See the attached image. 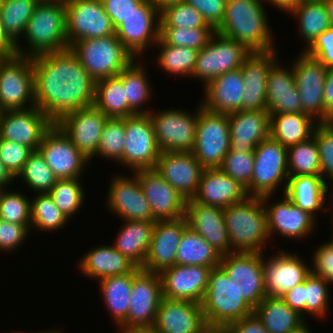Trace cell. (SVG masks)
Returning <instances> with one entry per match:
<instances>
[{
    "label": "cell",
    "instance_id": "1",
    "mask_svg": "<svg viewBox=\"0 0 333 333\" xmlns=\"http://www.w3.org/2000/svg\"><path fill=\"white\" fill-rule=\"evenodd\" d=\"M35 105L54 123L92 106L96 82L70 48L32 57Z\"/></svg>",
    "mask_w": 333,
    "mask_h": 333
},
{
    "label": "cell",
    "instance_id": "2",
    "mask_svg": "<svg viewBox=\"0 0 333 333\" xmlns=\"http://www.w3.org/2000/svg\"><path fill=\"white\" fill-rule=\"evenodd\" d=\"M264 4L262 0H226L224 17L216 32L251 52L277 50Z\"/></svg>",
    "mask_w": 333,
    "mask_h": 333
},
{
    "label": "cell",
    "instance_id": "3",
    "mask_svg": "<svg viewBox=\"0 0 333 333\" xmlns=\"http://www.w3.org/2000/svg\"><path fill=\"white\" fill-rule=\"evenodd\" d=\"M22 38L26 46L16 45L18 55L34 57L68 49L65 3L40 0Z\"/></svg>",
    "mask_w": 333,
    "mask_h": 333
},
{
    "label": "cell",
    "instance_id": "4",
    "mask_svg": "<svg viewBox=\"0 0 333 333\" xmlns=\"http://www.w3.org/2000/svg\"><path fill=\"white\" fill-rule=\"evenodd\" d=\"M231 249L234 252H266L270 240L262 197L248 196L223 209ZM269 241V242H268Z\"/></svg>",
    "mask_w": 333,
    "mask_h": 333
},
{
    "label": "cell",
    "instance_id": "5",
    "mask_svg": "<svg viewBox=\"0 0 333 333\" xmlns=\"http://www.w3.org/2000/svg\"><path fill=\"white\" fill-rule=\"evenodd\" d=\"M241 282H233L224 269L213 267L201 302L206 324L228 325L254 313L243 299Z\"/></svg>",
    "mask_w": 333,
    "mask_h": 333
},
{
    "label": "cell",
    "instance_id": "6",
    "mask_svg": "<svg viewBox=\"0 0 333 333\" xmlns=\"http://www.w3.org/2000/svg\"><path fill=\"white\" fill-rule=\"evenodd\" d=\"M69 48L95 82L118 75L135 59L116 34L76 41Z\"/></svg>",
    "mask_w": 333,
    "mask_h": 333
},
{
    "label": "cell",
    "instance_id": "7",
    "mask_svg": "<svg viewBox=\"0 0 333 333\" xmlns=\"http://www.w3.org/2000/svg\"><path fill=\"white\" fill-rule=\"evenodd\" d=\"M288 178L287 148L271 137L261 141L254 149L253 174L245 188L247 195H274L282 184L284 193Z\"/></svg>",
    "mask_w": 333,
    "mask_h": 333
},
{
    "label": "cell",
    "instance_id": "8",
    "mask_svg": "<svg viewBox=\"0 0 333 333\" xmlns=\"http://www.w3.org/2000/svg\"><path fill=\"white\" fill-rule=\"evenodd\" d=\"M198 108L195 145L192 151L204 169L219 168L230 151L228 114Z\"/></svg>",
    "mask_w": 333,
    "mask_h": 333
},
{
    "label": "cell",
    "instance_id": "9",
    "mask_svg": "<svg viewBox=\"0 0 333 333\" xmlns=\"http://www.w3.org/2000/svg\"><path fill=\"white\" fill-rule=\"evenodd\" d=\"M0 106L4 111L36 106L32 57L14 54L1 62Z\"/></svg>",
    "mask_w": 333,
    "mask_h": 333
},
{
    "label": "cell",
    "instance_id": "10",
    "mask_svg": "<svg viewBox=\"0 0 333 333\" xmlns=\"http://www.w3.org/2000/svg\"><path fill=\"white\" fill-rule=\"evenodd\" d=\"M251 53L243 44L215 32L208 44L198 51L191 78H198L204 88L216 77L242 67Z\"/></svg>",
    "mask_w": 333,
    "mask_h": 333
},
{
    "label": "cell",
    "instance_id": "11",
    "mask_svg": "<svg viewBox=\"0 0 333 333\" xmlns=\"http://www.w3.org/2000/svg\"><path fill=\"white\" fill-rule=\"evenodd\" d=\"M194 113L183 109L151 110L156 142L162 152H192L195 145L198 109Z\"/></svg>",
    "mask_w": 333,
    "mask_h": 333
},
{
    "label": "cell",
    "instance_id": "12",
    "mask_svg": "<svg viewBox=\"0 0 333 333\" xmlns=\"http://www.w3.org/2000/svg\"><path fill=\"white\" fill-rule=\"evenodd\" d=\"M162 298L160 275L136 267L127 319L117 329H151Z\"/></svg>",
    "mask_w": 333,
    "mask_h": 333
},
{
    "label": "cell",
    "instance_id": "13",
    "mask_svg": "<svg viewBox=\"0 0 333 333\" xmlns=\"http://www.w3.org/2000/svg\"><path fill=\"white\" fill-rule=\"evenodd\" d=\"M64 3L69 47L76 41L116 34L101 0H68Z\"/></svg>",
    "mask_w": 333,
    "mask_h": 333
},
{
    "label": "cell",
    "instance_id": "14",
    "mask_svg": "<svg viewBox=\"0 0 333 333\" xmlns=\"http://www.w3.org/2000/svg\"><path fill=\"white\" fill-rule=\"evenodd\" d=\"M159 32L160 11L151 0H142L137 10L116 27V36L135 59L142 58L148 48L152 49L159 39Z\"/></svg>",
    "mask_w": 333,
    "mask_h": 333
},
{
    "label": "cell",
    "instance_id": "15",
    "mask_svg": "<svg viewBox=\"0 0 333 333\" xmlns=\"http://www.w3.org/2000/svg\"><path fill=\"white\" fill-rule=\"evenodd\" d=\"M160 154L150 115L126 117L123 166L133 172L155 168Z\"/></svg>",
    "mask_w": 333,
    "mask_h": 333
},
{
    "label": "cell",
    "instance_id": "16",
    "mask_svg": "<svg viewBox=\"0 0 333 333\" xmlns=\"http://www.w3.org/2000/svg\"><path fill=\"white\" fill-rule=\"evenodd\" d=\"M38 151L57 179H81L86 166H89L90 160L55 123L45 133Z\"/></svg>",
    "mask_w": 333,
    "mask_h": 333
},
{
    "label": "cell",
    "instance_id": "17",
    "mask_svg": "<svg viewBox=\"0 0 333 333\" xmlns=\"http://www.w3.org/2000/svg\"><path fill=\"white\" fill-rule=\"evenodd\" d=\"M292 69L303 113L318 123L324 122L323 89L327 69L317 58L300 51Z\"/></svg>",
    "mask_w": 333,
    "mask_h": 333
},
{
    "label": "cell",
    "instance_id": "18",
    "mask_svg": "<svg viewBox=\"0 0 333 333\" xmlns=\"http://www.w3.org/2000/svg\"><path fill=\"white\" fill-rule=\"evenodd\" d=\"M277 250V254L267 259L265 252L262 253L266 297H282L311 273V266L300 258L301 255L279 247Z\"/></svg>",
    "mask_w": 333,
    "mask_h": 333
},
{
    "label": "cell",
    "instance_id": "19",
    "mask_svg": "<svg viewBox=\"0 0 333 333\" xmlns=\"http://www.w3.org/2000/svg\"><path fill=\"white\" fill-rule=\"evenodd\" d=\"M112 178L106 195V207L110 213L125 221H155L138 177L119 173Z\"/></svg>",
    "mask_w": 333,
    "mask_h": 333
},
{
    "label": "cell",
    "instance_id": "20",
    "mask_svg": "<svg viewBox=\"0 0 333 333\" xmlns=\"http://www.w3.org/2000/svg\"><path fill=\"white\" fill-rule=\"evenodd\" d=\"M274 195L262 197L265 211L267 213V230L270 240H273L275 233L281 238L297 240L306 238L315 231L317 227L316 219L306 211L301 210L293 204L284 194L282 200L272 201Z\"/></svg>",
    "mask_w": 333,
    "mask_h": 333
},
{
    "label": "cell",
    "instance_id": "21",
    "mask_svg": "<svg viewBox=\"0 0 333 333\" xmlns=\"http://www.w3.org/2000/svg\"><path fill=\"white\" fill-rule=\"evenodd\" d=\"M132 173L138 177L155 221L177 220L185 216L187 200L155 168L139 169Z\"/></svg>",
    "mask_w": 333,
    "mask_h": 333
},
{
    "label": "cell",
    "instance_id": "22",
    "mask_svg": "<svg viewBox=\"0 0 333 333\" xmlns=\"http://www.w3.org/2000/svg\"><path fill=\"white\" fill-rule=\"evenodd\" d=\"M219 265L234 283L241 282L243 299L253 309L266 297L262 253H229L221 257Z\"/></svg>",
    "mask_w": 333,
    "mask_h": 333
},
{
    "label": "cell",
    "instance_id": "23",
    "mask_svg": "<svg viewBox=\"0 0 333 333\" xmlns=\"http://www.w3.org/2000/svg\"><path fill=\"white\" fill-rule=\"evenodd\" d=\"M106 117L94 105L67 113L55 124L90 162L97 153Z\"/></svg>",
    "mask_w": 333,
    "mask_h": 333
},
{
    "label": "cell",
    "instance_id": "24",
    "mask_svg": "<svg viewBox=\"0 0 333 333\" xmlns=\"http://www.w3.org/2000/svg\"><path fill=\"white\" fill-rule=\"evenodd\" d=\"M54 122L38 107L6 110L0 121V138L38 150L45 133Z\"/></svg>",
    "mask_w": 333,
    "mask_h": 333
},
{
    "label": "cell",
    "instance_id": "25",
    "mask_svg": "<svg viewBox=\"0 0 333 333\" xmlns=\"http://www.w3.org/2000/svg\"><path fill=\"white\" fill-rule=\"evenodd\" d=\"M212 268L195 265H174L159 273L162 297L201 304Z\"/></svg>",
    "mask_w": 333,
    "mask_h": 333
},
{
    "label": "cell",
    "instance_id": "26",
    "mask_svg": "<svg viewBox=\"0 0 333 333\" xmlns=\"http://www.w3.org/2000/svg\"><path fill=\"white\" fill-rule=\"evenodd\" d=\"M188 227L185 217L177 220L156 221L149 249L141 268L161 273L176 264V253L183 231Z\"/></svg>",
    "mask_w": 333,
    "mask_h": 333
},
{
    "label": "cell",
    "instance_id": "27",
    "mask_svg": "<svg viewBox=\"0 0 333 333\" xmlns=\"http://www.w3.org/2000/svg\"><path fill=\"white\" fill-rule=\"evenodd\" d=\"M184 217L188 227L201 235L222 256L234 252L230 246L223 208L189 199Z\"/></svg>",
    "mask_w": 333,
    "mask_h": 333
},
{
    "label": "cell",
    "instance_id": "28",
    "mask_svg": "<svg viewBox=\"0 0 333 333\" xmlns=\"http://www.w3.org/2000/svg\"><path fill=\"white\" fill-rule=\"evenodd\" d=\"M155 169L186 200L195 195L204 170L192 152H162Z\"/></svg>",
    "mask_w": 333,
    "mask_h": 333
},
{
    "label": "cell",
    "instance_id": "29",
    "mask_svg": "<svg viewBox=\"0 0 333 333\" xmlns=\"http://www.w3.org/2000/svg\"><path fill=\"white\" fill-rule=\"evenodd\" d=\"M205 325L201 304L162 298L151 329L155 333H199Z\"/></svg>",
    "mask_w": 333,
    "mask_h": 333
},
{
    "label": "cell",
    "instance_id": "30",
    "mask_svg": "<svg viewBox=\"0 0 333 333\" xmlns=\"http://www.w3.org/2000/svg\"><path fill=\"white\" fill-rule=\"evenodd\" d=\"M278 52H252L244 60L241 71L246 91L242 97V111L266 110L267 76L279 60Z\"/></svg>",
    "mask_w": 333,
    "mask_h": 333
},
{
    "label": "cell",
    "instance_id": "31",
    "mask_svg": "<svg viewBox=\"0 0 333 333\" xmlns=\"http://www.w3.org/2000/svg\"><path fill=\"white\" fill-rule=\"evenodd\" d=\"M282 64L279 59L269 70L266 110L270 115L303 113L292 66Z\"/></svg>",
    "mask_w": 333,
    "mask_h": 333
},
{
    "label": "cell",
    "instance_id": "32",
    "mask_svg": "<svg viewBox=\"0 0 333 333\" xmlns=\"http://www.w3.org/2000/svg\"><path fill=\"white\" fill-rule=\"evenodd\" d=\"M230 150L254 152L270 137V114L267 110L238 111L228 114Z\"/></svg>",
    "mask_w": 333,
    "mask_h": 333
},
{
    "label": "cell",
    "instance_id": "33",
    "mask_svg": "<svg viewBox=\"0 0 333 333\" xmlns=\"http://www.w3.org/2000/svg\"><path fill=\"white\" fill-rule=\"evenodd\" d=\"M248 197L245 187L219 168L204 169L192 200L204 205L227 208Z\"/></svg>",
    "mask_w": 333,
    "mask_h": 333
},
{
    "label": "cell",
    "instance_id": "34",
    "mask_svg": "<svg viewBox=\"0 0 333 333\" xmlns=\"http://www.w3.org/2000/svg\"><path fill=\"white\" fill-rule=\"evenodd\" d=\"M203 90L201 105L208 111L223 114L242 111V97L246 88L241 67L211 80Z\"/></svg>",
    "mask_w": 333,
    "mask_h": 333
},
{
    "label": "cell",
    "instance_id": "35",
    "mask_svg": "<svg viewBox=\"0 0 333 333\" xmlns=\"http://www.w3.org/2000/svg\"><path fill=\"white\" fill-rule=\"evenodd\" d=\"M329 186L321 176H292L287 180L284 195L301 210L311 214L316 220L318 212L329 210L326 202L328 195L332 197ZM330 190V192H329Z\"/></svg>",
    "mask_w": 333,
    "mask_h": 333
},
{
    "label": "cell",
    "instance_id": "36",
    "mask_svg": "<svg viewBox=\"0 0 333 333\" xmlns=\"http://www.w3.org/2000/svg\"><path fill=\"white\" fill-rule=\"evenodd\" d=\"M77 268L83 276L100 280L110 276L131 273L136 266L113 245H100L80 258Z\"/></svg>",
    "mask_w": 333,
    "mask_h": 333
},
{
    "label": "cell",
    "instance_id": "37",
    "mask_svg": "<svg viewBox=\"0 0 333 333\" xmlns=\"http://www.w3.org/2000/svg\"><path fill=\"white\" fill-rule=\"evenodd\" d=\"M122 221L124 226H121L112 245L136 267L142 268L156 221Z\"/></svg>",
    "mask_w": 333,
    "mask_h": 333
},
{
    "label": "cell",
    "instance_id": "38",
    "mask_svg": "<svg viewBox=\"0 0 333 333\" xmlns=\"http://www.w3.org/2000/svg\"><path fill=\"white\" fill-rule=\"evenodd\" d=\"M317 123L305 113L272 114L270 137L288 148L312 137Z\"/></svg>",
    "mask_w": 333,
    "mask_h": 333
},
{
    "label": "cell",
    "instance_id": "39",
    "mask_svg": "<svg viewBox=\"0 0 333 333\" xmlns=\"http://www.w3.org/2000/svg\"><path fill=\"white\" fill-rule=\"evenodd\" d=\"M102 301L117 328L127 319L130 305L133 271L124 275L110 276L98 281Z\"/></svg>",
    "mask_w": 333,
    "mask_h": 333
},
{
    "label": "cell",
    "instance_id": "40",
    "mask_svg": "<svg viewBox=\"0 0 333 333\" xmlns=\"http://www.w3.org/2000/svg\"><path fill=\"white\" fill-rule=\"evenodd\" d=\"M269 333H290L306 320L281 297H265L254 309Z\"/></svg>",
    "mask_w": 333,
    "mask_h": 333
},
{
    "label": "cell",
    "instance_id": "41",
    "mask_svg": "<svg viewBox=\"0 0 333 333\" xmlns=\"http://www.w3.org/2000/svg\"><path fill=\"white\" fill-rule=\"evenodd\" d=\"M108 118L136 115L128 106L122 82V71L113 77L96 81L94 104Z\"/></svg>",
    "mask_w": 333,
    "mask_h": 333
},
{
    "label": "cell",
    "instance_id": "42",
    "mask_svg": "<svg viewBox=\"0 0 333 333\" xmlns=\"http://www.w3.org/2000/svg\"><path fill=\"white\" fill-rule=\"evenodd\" d=\"M289 13V14H288ZM288 15L298 21L300 37L304 41L303 49H306L314 39L331 27L324 1H302L288 12Z\"/></svg>",
    "mask_w": 333,
    "mask_h": 333
},
{
    "label": "cell",
    "instance_id": "43",
    "mask_svg": "<svg viewBox=\"0 0 333 333\" xmlns=\"http://www.w3.org/2000/svg\"><path fill=\"white\" fill-rule=\"evenodd\" d=\"M140 62V59L139 62L134 59L122 70V82L129 108L135 114H149L151 108L143 109V107L151 100L153 88L149 82L150 79H148L146 65L144 66Z\"/></svg>",
    "mask_w": 333,
    "mask_h": 333
},
{
    "label": "cell",
    "instance_id": "44",
    "mask_svg": "<svg viewBox=\"0 0 333 333\" xmlns=\"http://www.w3.org/2000/svg\"><path fill=\"white\" fill-rule=\"evenodd\" d=\"M222 255L201 235L187 227L182 234L176 253V265L216 267Z\"/></svg>",
    "mask_w": 333,
    "mask_h": 333
},
{
    "label": "cell",
    "instance_id": "45",
    "mask_svg": "<svg viewBox=\"0 0 333 333\" xmlns=\"http://www.w3.org/2000/svg\"><path fill=\"white\" fill-rule=\"evenodd\" d=\"M160 48L159 53L156 55L157 67L166 71L171 76L178 77H192L195 68L198 51L181 46H172L165 44L160 38L155 44Z\"/></svg>",
    "mask_w": 333,
    "mask_h": 333
},
{
    "label": "cell",
    "instance_id": "46",
    "mask_svg": "<svg viewBox=\"0 0 333 333\" xmlns=\"http://www.w3.org/2000/svg\"><path fill=\"white\" fill-rule=\"evenodd\" d=\"M289 177L321 176L319 151L315 136L287 148Z\"/></svg>",
    "mask_w": 333,
    "mask_h": 333
},
{
    "label": "cell",
    "instance_id": "47",
    "mask_svg": "<svg viewBox=\"0 0 333 333\" xmlns=\"http://www.w3.org/2000/svg\"><path fill=\"white\" fill-rule=\"evenodd\" d=\"M40 0H5L0 7V17L9 37L22 45L20 39L24 35L27 22L32 17Z\"/></svg>",
    "mask_w": 333,
    "mask_h": 333
},
{
    "label": "cell",
    "instance_id": "48",
    "mask_svg": "<svg viewBox=\"0 0 333 333\" xmlns=\"http://www.w3.org/2000/svg\"><path fill=\"white\" fill-rule=\"evenodd\" d=\"M70 219L55 205L48 193L31 197V228L44 232L62 229ZM36 228V229H35Z\"/></svg>",
    "mask_w": 333,
    "mask_h": 333
},
{
    "label": "cell",
    "instance_id": "49",
    "mask_svg": "<svg viewBox=\"0 0 333 333\" xmlns=\"http://www.w3.org/2000/svg\"><path fill=\"white\" fill-rule=\"evenodd\" d=\"M15 179L21 180L23 186L36 194L48 193L58 180L38 150L29 155Z\"/></svg>",
    "mask_w": 333,
    "mask_h": 333
},
{
    "label": "cell",
    "instance_id": "50",
    "mask_svg": "<svg viewBox=\"0 0 333 333\" xmlns=\"http://www.w3.org/2000/svg\"><path fill=\"white\" fill-rule=\"evenodd\" d=\"M78 178L58 179L53 188L48 192L55 205L70 220L84 207L85 193L83 181Z\"/></svg>",
    "mask_w": 333,
    "mask_h": 333
},
{
    "label": "cell",
    "instance_id": "51",
    "mask_svg": "<svg viewBox=\"0 0 333 333\" xmlns=\"http://www.w3.org/2000/svg\"><path fill=\"white\" fill-rule=\"evenodd\" d=\"M125 146V118H108L94 157H102L115 161L123 167V151Z\"/></svg>",
    "mask_w": 333,
    "mask_h": 333
},
{
    "label": "cell",
    "instance_id": "52",
    "mask_svg": "<svg viewBox=\"0 0 333 333\" xmlns=\"http://www.w3.org/2000/svg\"><path fill=\"white\" fill-rule=\"evenodd\" d=\"M5 188L0 197V219L31 228V200L24 191Z\"/></svg>",
    "mask_w": 333,
    "mask_h": 333
},
{
    "label": "cell",
    "instance_id": "53",
    "mask_svg": "<svg viewBox=\"0 0 333 333\" xmlns=\"http://www.w3.org/2000/svg\"><path fill=\"white\" fill-rule=\"evenodd\" d=\"M330 281L316 276L312 272L305 279V314L317 319L327 317L329 313L331 291Z\"/></svg>",
    "mask_w": 333,
    "mask_h": 333
},
{
    "label": "cell",
    "instance_id": "54",
    "mask_svg": "<svg viewBox=\"0 0 333 333\" xmlns=\"http://www.w3.org/2000/svg\"><path fill=\"white\" fill-rule=\"evenodd\" d=\"M216 31L212 27L194 29L183 27H160L159 38L168 45L201 50Z\"/></svg>",
    "mask_w": 333,
    "mask_h": 333
},
{
    "label": "cell",
    "instance_id": "55",
    "mask_svg": "<svg viewBox=\"0 0 333 333\" xmlns=\"http://www.w3.org/2000/svg\"><path fill=\"white\" fill-rule=\"evenodd\" d=\"M160 27H210L199 11L186 1L170 5L160 11Z\"/></svg>",
    "mask_w": 333,
    "mask_h": 333
},
{
    "label": "cell",
    "instance_id": "56",
    "mask_svg": "<svg viewBox=\"0 0 333 333\" xmlns=\"http://www.w3.org/2000/svg\"><path fill=\"white\" fill-rule=\"evenodd\" d=\"M219 169L246 188L250 184L253 174L254 152L230 150Z\"/></svg>",
    "mask_w": 333,
    "mask_h": 333
},
{
    "label": "cell",
    "instance_id": "57",
    "mask_svg": "<svg viewBox=\"0 0 333 333\" xmlns=\"http://www.w3.org/2000/svg\"><path fill=\"white\" fill-rule=\"evenodd\" d=\"M313 135L319 151L321 177L327 184H333V122L317 123Z\"/></svg>",
    "mask_w": 333,
    "mask_h": 333
},
{
    "label": "cell",
    "instance_id": "58",
    "mask_svg": "<svg viewBox=\"0 0 333 333\" xmlns=\"http://www.w3.org/2000/svg\"><path fill=\"white\" fill-rule=\"evenodd\" d=\"M32 152L29 147L0 138V159L15 178Z\"/></svg>",
    "mask_w": 333,
    "mask_h": 333
},
{
    "label": "cell",
    "instance_id": "59",
    "mask_svg": "<svg viewBox=\"0 0 333 333\" xmlns=\"http://www.w3.org/2000/svg\"><path fill=\"white\" fill-rule=\"evenodd\" d=\"M31 233L24 225L13 224L0 219V251L11 253L21 248Z\"/></svg>",
    "mask_w": 333,
    "mask_h": 333
},
{
    "label": "cell",
    "instance_id": "60",
    "mask_svg": "<svg viewBox=\"0 0 333 333\" xmlns=\"http://www.w3.org/2000/svg\"><path fill=\"white\" fill-rule=\"evenodd\" d=\"M327 242L319 245L313 252L311 272L333 284V230L331 239Z\"/></svg>",
    "mask_w": 333,
    "mask_h": 333
},
{
    "label": "cell",
    "instance_id": "61",
    "mask_svg": "<svg viewBox=\"0 0 333 333\" xmlns=\"http://www.w3.org/2000/svg\"><path fill=\"white\" fill-rule=\"evenodd\" d=\"M303 51L317 58L326 68L333 67V27L318 35Z\"/></svg>",
    "mask_w": 333,
    "mask_h": 333
},
{
    "label": "cell",
    "instance_id": "62",
    "mask_svg": "<svg viewBox=\"0 0 333 333\" xmlns=\"http://www.w3.org/2000/svg\"><path fill=\"white\" fill-rule=\"evenodd\" d=\"M200 12L203 19L215 31L220 27L226 6V0H186Z\"/></svg>",
    "mask_w": 333,
    "mask_h": 333
},
{
    "label": "cell",
    "instance_id": "63",
    "mask_svg": "<svg viewBox=\"0 0 333 333\" xmlns=\"http://www.w3.org/2000/svg\"><path fill=\"white\" fill-rule=\"evenodd\" d=\"M105 12L110 17L114 27L116 28L121 24L124 19L137 10V5L142 0H101Z\"/></svg>",
    "mask_w": 333,
    "mask_h": 333
},
{
    "label": "cell",
    "instance_id": "64",
    "mask_svg": "<svg viewBox=\"0 0 333 333\" xmlns=\"http://www.w3.org/2000/svg\"><path fill=\"white\" fill-rule=\"evenodd\" d=\"M227 326L231 333H269L255 313Z\"/></svg>",
    "mask_w": 333,
    "mask_h": 333
},
{
    "label": "cell",
    "instance_id": "65",
    "mask_svg": "<svg viewBox=\"0 0 333 333\" xmlns=\"http://www.w3.org/2000/svg\"><path fill=\"white\" fill-rule=\"evenodd\" d=\"M282 300L293 310H296L304 319L305 317V281L287 291Z\"/></svg>",
    "mask_w": 333,
    "mask_h": 333
},
{
    "label": "cell",
    "instance_id": "66",
    "mask_svg": "<svg viewBox=\"0 0 333 333\" xmlns=\"http://www.w3.org/2000/svg\"><path fill=\"white\" fill-rule=\"evenodd\" d=\"M324 122L333 120V67L328 68L323 89Z\"/></svg>",
    "mask_w": 333,
    "mask_h": 333
},
{
    "label": "cell",
    "instance_id": "67",
    "mask_svg": "<svg viewBox=\"0 0 333 333\" xmlns=\"http://www.w3.org/2000/svg\"><path fill=\"white\" fill-rule=\"evenodd\" d=\"M0 49L8 56L17 54L16 43L9 37L4 29L0 17Z\"/></svg>",
    "mask_w": 333,
    "mask_h": 333
},
{
    "label": "cell",
    "instance_id": "68",
    "mask_svg": "<svg viewBox=\"0 0 333 333\" xmlns=\"http://www.w3.org/2000/svg\"><path fill=\"white\" fill-rule=\"evenodd\" d=\"M263 2L269 3V5H273L279 9V11H283L284 13L288 12L291 8L301 3L303 0H262Z\"/></svg>",
    "mask_w": 333,
    "mask_h": 333
},
{
    "label": "cell",
    "instance_id": "69",
    "mask_svg": "<svg viewBox=\"0 0 333 333\" xmlns=\"http://www.w3.org/2000/svg\"><path fill=\"white\" fill-rule=\"evenodd\" d=\"M15 177L9 172L4 163L0 159V186L3 188H9L11 184L15 182Z\"/></svg>",
    "mask_w": 333,
    "mask_h": 333
},
{
    "label": "cell",
    "instance_id": "70",
    "mask_svg": "<svg viewBox=\"0 0 333 333\" xmlns=\"http://www.w3.org/2000/svg\"><path fill=\"white\" fill-rule=\"evenodd\" d=\"M199 333H231L227 325L206 324Z\"/></svg>",
    "mask_w": 333,
    "mask_h": 333
},
{
    "label": "cell",
    "instance_id": "71",
    "mask_svg": "<svg viewBox=\"0 0 333 333\" xmlns=\"http://www.w3.org/2000/svg\"><path fill=\"white\" fill-rule=\"evenodd\" d=\"M186 0H151V2L157 7L159 11L163 10L164 8L178 4L181 2H185Z\"/></svg>",
    "mask_w": 333,
    "mask_h": 333
},
{
    "label": "cell",
    "instance_id": "72",
    "mask_svg": "<svg viewBox=\"0 0 333 333\" xmlns=\"http://www.w3.org/2000/svg\"><path fill=\"white\" fill-rule=\"evenodd\" d=\"M325 6L331 26L333 27V0H325Z\"/></svg>",
    "mask_w": 333,
    "mask_h": 333
},
{
    "label": "cell",
    "instance_id": "73",
    "mask_svg": "<svg viewBox=\"0 0 333 333\" xmlns=\"http://www.w3.org/2000/svg\"><path fill=\"white\" fill-rule=\"evenodd\" d=\"M118 333H155L152 329H117Z\"/></svg>",
    "mask_w": 333,
    "mask_h": 333
},
{
    "label": "cell",
    "instance_id": "74",
    "mask_svg": "<svg viewBox=\"0 0 333 333\" xmlns=\"http://www.w3.org/2000/svg\"><path fill=\"white\" fill-rule=\"evenodd\" d=\"M308 326L307 321H305L297 329L292 330L290 333H311L312 331Z\"/></svg>",
    "mask_w": 333,
    "mask_h": 333
},
{
    "label": "cell",
    "instance_id": "75",
    "mask_svg": "<svg viewBox=\"0 0 333 333\" xmlns=\"http://www.w3.org/2000/svg\"><path fill=\"white\" fill-rule=\"evenodd\" d=\"M8 333V332H7ZM9 333H26V332H18V331H16V332H9ZM27 333H63L61 330H59L58 328L57 329H53L52 328V330L51 329H48V330H43L42 332H41V330L40 331H33V332H28L27 331Z\"/></svg>",
    "mask_w": 333,
    "mask_h": 333
},
{
    "label": "cell",
    "instance_id": "76",
    "mask_svg": "<svg viewBox=\"0 0 333 333\" xmlns=\"http://www.w3.org/2000/svg\"><path fill=\"white\" fill-rule=\"evenodd\" d=\"M7 57V55L0 49V64Z\"/></svg>",
    "mask_w": 333,
    "mask_h": 333
},
{
    "label": "cell",
    "instance_id": "77",
    "mask_svg": "<svg viewBox=\"0 0 333 333\" xmlns=\"http://www.w3.org/2000/svg\"><path fill=\"white\" fill-rule=\"evenodd\" d=\"M332 188H333V187H332ZM331 193H332V197H331L332 200H328V201L331 202V203L328 204V205H331V206H330V207H331L330 209H332V211H333V206H332V205H333V189H332V192H331ZM332 213H333V212H332ZM332 215H333V214H332Z\"/></svg>",
    "mask_w": 333,
    "mask_h": 333
},
{
    "label": "cell",
    "instance_id": "78",
    "mask_svg": "<svg viewBox=\"0 0 333 333\" xmlns=\"http://www.w3.org/2000/svg\"><path fill=\"white\" fill-rule=\"evenodd\" d=\"M3 112H4V110L0 106V121H1V117H2Z\"/></svg>",
    "mask_w": 333,
    "mask_h": 333
},
{
    "label": "cell",
    "instance_id": "79",
    "mask_svg": "<svg viewBox=\"0 0 333 333\" xmlns=\"http://www.w3.org/2000/svg\"><path fill=\"white\" fill-rule=\"evenodd\" d=\"M4 189H5V188H3V187L0 186V197H1V194H2V192L4 191Z\"/></svg>",
    "mask_w": 333,
    "mask_h": 333
},
{
    "label": "cell",
    "instance_id": "80",
    "mask_svg": "<svg viewBox=\"0 0 333 333\" xmlns=\"http://www.w3.org/2000/svg\"><path fill=\"white\" fill-rule=\"evenodd\" d=\"M303 1H325V0H303Z\"/></svg>",
    "mask_w": 333,
    "mask_h": 333
}]
</instances>
